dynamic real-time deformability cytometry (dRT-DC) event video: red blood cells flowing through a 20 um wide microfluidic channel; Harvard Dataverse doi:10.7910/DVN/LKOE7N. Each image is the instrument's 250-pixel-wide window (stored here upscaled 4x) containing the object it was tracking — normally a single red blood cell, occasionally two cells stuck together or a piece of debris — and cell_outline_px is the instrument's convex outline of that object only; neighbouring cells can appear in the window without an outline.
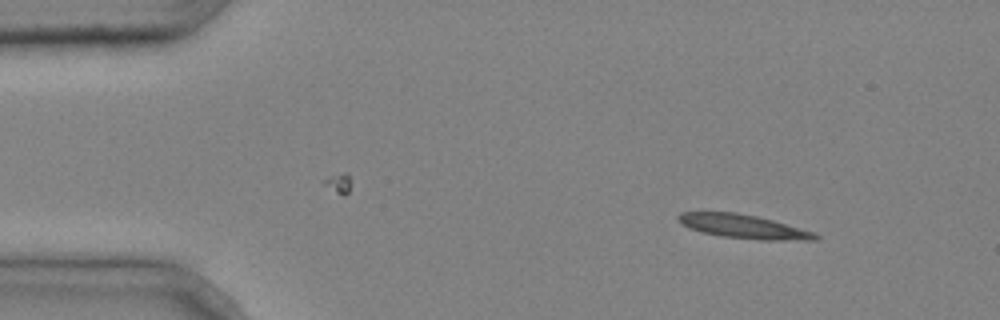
{"species": "common noctule bat (a hibernating species)", "species_latin": "Nyctalus noctula", "temperature_condition": "cold", "stored_images_in_passage": 3, "camera_frame_rate_fps": 3000, "um_per_image_px": 0.085, "animal": {"sex": "male", "body_mass_g": 20.4}, "frame": {"image": 1, "passage_image": 1, "time_ms": 0.0, "image_size_px": [1000, 320], "cell_outline_px": [[820, 236], [816, 240], [760, 240], [724, 236], [704, 232], [688, 228], [676, 216], [680, 212], [736, 212], [756, 216], [772, 220], [816, 232]], "centroid_in_image_um": [63.25, 19.25], "position_along_channel_um": 21.8, "area_um2": 18.84}}
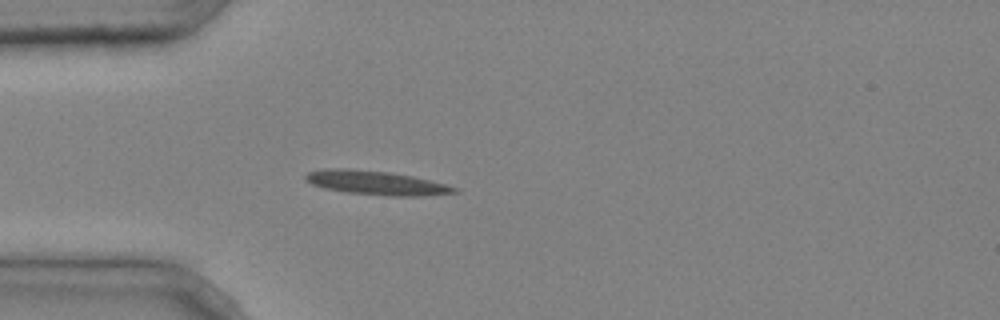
{"frame": {"image": 2, "passage_image": 3, "time_ms": 0.667, "image_size_px": [1000, 320], "cell_outline_px": [[460, 192], [420, 196], [388, 196], [348, 192], [324, 188], [312, 184], [304, 180], [304, 176], [308, 172], [324, 168], [344, 168], [388, 172], [412, 176], [460, 188]], "centroid_in_image_um": [31.96, 15.54], "position_along_channel_um": 53.0, "area_um2": 20.75}}